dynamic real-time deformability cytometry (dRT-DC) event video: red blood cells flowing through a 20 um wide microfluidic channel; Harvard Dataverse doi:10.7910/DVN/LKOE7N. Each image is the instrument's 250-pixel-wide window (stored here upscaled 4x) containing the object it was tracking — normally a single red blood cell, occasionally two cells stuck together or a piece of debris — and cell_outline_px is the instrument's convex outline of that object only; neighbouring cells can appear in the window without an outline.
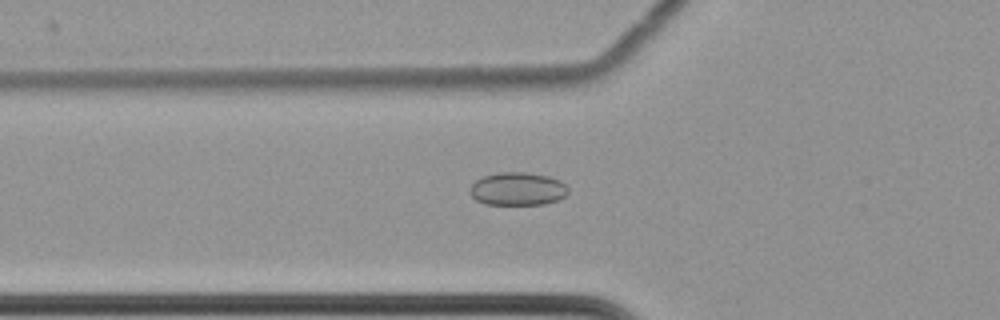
{"species": "common noctule bat (a hibernating species)", "species_latin": "Nyctalus noctula", "temperature_condition": "cold", "stored_images_in_passage": 53, "camera_frame_rate_fps": 3000, "um_per_image_px": 0.085, "animal": {"sex": "female", "body_mass_g": 22.7, "forearm_length_mm": 54.2}, "frame": {"image": 1, "passage_image": 15, "time_ms": 4.667, "image_size_px": [1000, 320], "cell_outline_px": [[568, 192], [564, 196], [556, 200], [544, 204], [484, 204], [476, 200], [468, 192], [468, 188], [476, 180], [484, 176], [500, 172], [524, 172], [548, 176], [560, 180], [568, 188]], "centroid_in_image_um": [43.96, 16.05], "position_along_channel_um": 81.8, "area_um2": 18.9}}
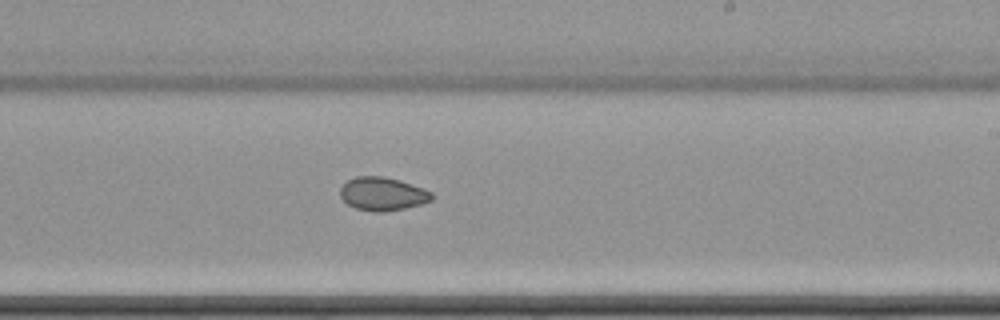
{"frame": {"image": 2, "passage_image": 30, "time_ms": 9.667, "image_size_px": [1000, 320], "cell_outline_px": [[432, 200], [420, 204], [404, 208], [384, 212], [376, 212], [356, 208], [348, 204], [340, 196], [340, 188], [348, 180], [356, 176], [384, 176], [400, 180], [424, 188], [432, 192]], "centroid_in_image_um": [32.52, 16.47], "position_along_channel_um": 256.5, "area_um2": 17.74}}
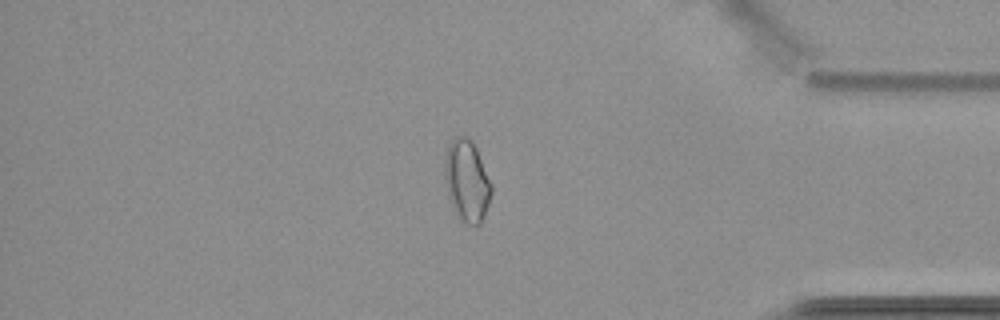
{"frame": {"image": 3, "passage_image": 44, "time_ms": 14.333, "image_size_px": [1000, 320], "cell_outline_px": [[492, 192], [488, 204], [480, 224], [468, 224], [456, 216], [448, 192], [444, 172], [444, 160], [448, 144], [456, 136], [464, 136], [472, 140], [476, 148], [492, 184]], "centroid_in_image_um": [39.68, 15.34], "position_along_channel_um": 395.5, "area_um2": 21.96}, "authors_computed_cell_mechanics": {"area_um2": 19.2474, "velocity_mm_per_s": 3.4937, "shape_relaxation_time_tau1_ms": 9.2364, "shape_relaxation_time_tau2_ms": 3.1695, "deformation_change_tau1": 0.043, "deformation_change_tau2": 0.0502}}